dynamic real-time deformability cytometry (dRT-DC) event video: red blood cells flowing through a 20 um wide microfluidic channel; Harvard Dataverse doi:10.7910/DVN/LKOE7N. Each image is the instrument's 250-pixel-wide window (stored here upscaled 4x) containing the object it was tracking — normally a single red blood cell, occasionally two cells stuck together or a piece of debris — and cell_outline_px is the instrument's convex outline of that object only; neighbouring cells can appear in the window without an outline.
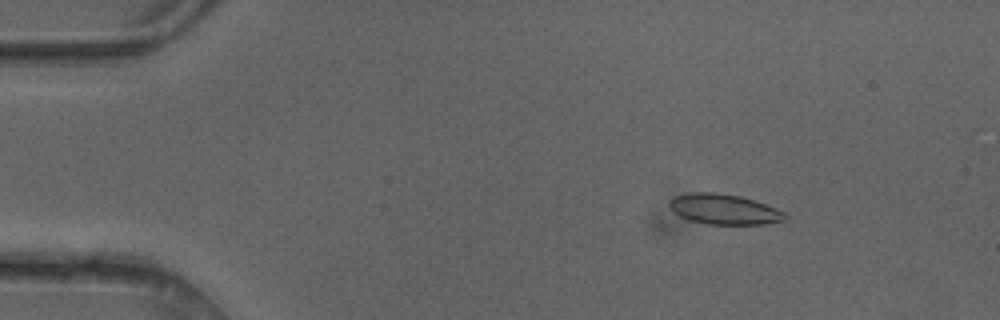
{"species": "common noctule bat (a hibernating species)", "species_latin": "Nyctalus noctula", "temperature_condition": "cold", "stored_images_in_passage": 47, "camera_frame_rate_fps": 3000, "um_per_image_px": 0.085, "animal": {"sex": "female"}, "frame": {"image": 1, "passage_image": 7, "time_ms": 2.0, "image_size_px": [1000, 320], "cell_outline_px": [[788, 216], [784, 220], [764, 224], [708, 224], [688, 220], [672, 212], [668, 204], [668, 200], [676, 196], [692, 192], [712, 192], [740, 196], [776, 208], [784, 212]], "centroid_in_image_um": [61.5, 17.79], "position_along_channel_um": 23.5, "area_um2": 20.35}}
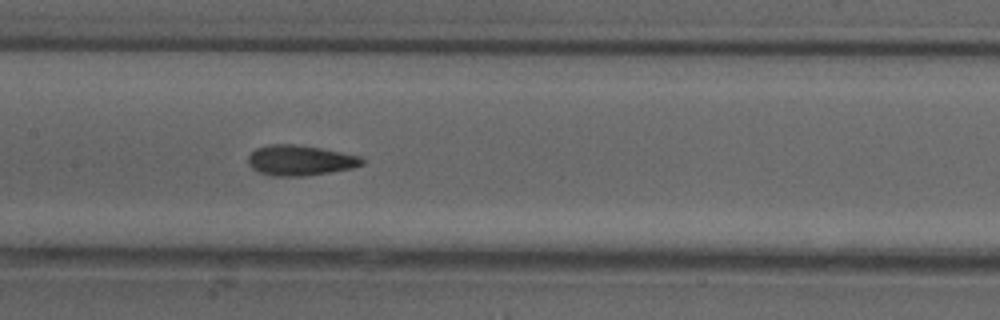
{"frame": {"image": 2, "passage_image": 24, "time_ms": 7.667, "image_size_px": [1000, 320], "cell_outline_px": [[364, 164], [352, 168], [332, 172], [304, 176], [272, 176], [260, 172], [252, 168], [248, 164], [248, 156], [256, 148], [268, 144], [292, 144], [320, 148], [360, 156], [364, 160]], "centroid_in_image_um": [25.5, 13.63], "position_along_channel_um": 181.9, "area_um2": 20.11}}
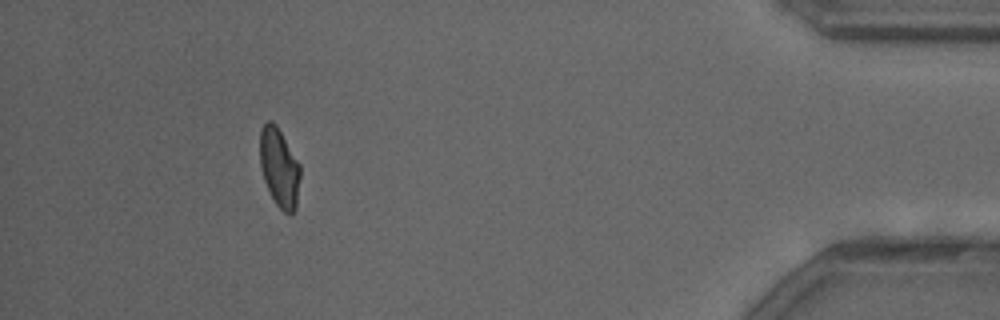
{"frame": {"image": 3, "passage_image": 45, "time_ms": 14.667, "image_size_px": [1000, 320], "cell_outline_px": [[300, 176], [296, 208], [292, 216], [288, 216], [276, 204], [264, 180], [260, 168], [260, 132], [264, 124], [268, 120], [272, 120], [276, 124], [300, 164]], "centroid_in_image_um": [23.75, 14.26], "position_along_channel_um": 411.5, "area_um2": 18.61}, "authors_computed_cell_mechanics": {"area_um2": 19.8254, "velocity_mm_per_s": 4.1674, "shape_relaxation_time_tau1_ms": null, "shape_relaxation_time_tau2_ms": 2.0796, "deformation_change_tau1": null, "deformation_change_tau2": 0.0787}}